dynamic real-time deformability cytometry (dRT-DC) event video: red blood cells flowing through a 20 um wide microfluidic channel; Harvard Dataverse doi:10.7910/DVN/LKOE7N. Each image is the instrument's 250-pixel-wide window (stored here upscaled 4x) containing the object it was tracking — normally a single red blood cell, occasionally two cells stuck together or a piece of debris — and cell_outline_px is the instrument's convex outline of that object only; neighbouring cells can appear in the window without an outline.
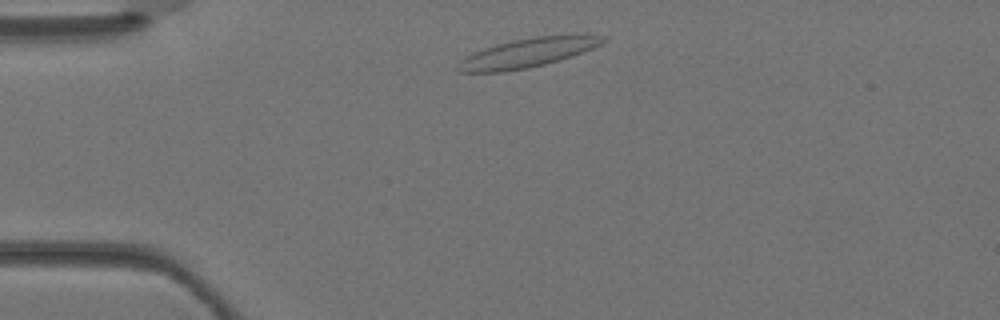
{"species": "Egyptian fruit bat (a non-hibernating species)", "species_latin": "Rousettus aegyptiacus", "temperature_condition": "warm", "stored_images_in_passage": 2, "camera_frame_rate_fps": 3000, "um_per_image_px": 0.085, "animal": {"sex": "female"}, "frame": {"image": 1, "passage_image": 1, "time_ms": 0.0, "image_size_px": [1000, 320], "cell_outline_px": [[608, 40], [592, 48], [572, 56], [560, 60], [528, 68], [504, 72], [456, 72], [456, 64], [460, 60], [472, 52], [496, 44], [512, 40], [536, 36], [608, 36]], "centroid_in_image_um": [44.75, 4.51], "position_along_channel_um": 40.2, "area_um2": 24.39}}